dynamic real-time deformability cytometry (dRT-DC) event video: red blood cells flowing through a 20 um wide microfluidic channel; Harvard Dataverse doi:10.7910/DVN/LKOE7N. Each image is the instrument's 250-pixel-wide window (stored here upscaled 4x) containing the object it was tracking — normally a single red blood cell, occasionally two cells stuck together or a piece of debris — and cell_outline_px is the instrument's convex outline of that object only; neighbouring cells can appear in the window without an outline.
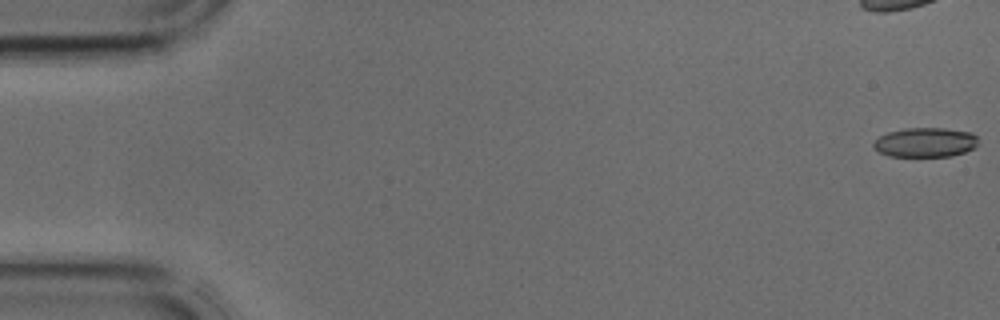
{"species": "common noctule bat (a hibernating species)", "species_latin": "Nyctalus noctula", "temperature_condition": "cold", "stored_images_in_passage": 12, "camera_frame_rate_fps": 3000, "um_per_image_px": 0.085, "animal": {"sex": "male", "body_mass_g": 17.9, "forearm_length_mm": 54.2}, "frame": {"image": 1, "passage_image": 1, "time_ms": 0.0, "image_size_px": [1000, 320], "cell_outline_px": [[976, 144], [972, 148], [964, 152], [952, 156], [888, 156], [880, 152], [872, 144], [880, 136], [888, 132], [904, 128], [944, 128], [972, 132], [976, 136]], "centroid_in_image_um": [78.64, 12.09], "position_along_channel_um": 6.4, "area_um2": 17.8}}